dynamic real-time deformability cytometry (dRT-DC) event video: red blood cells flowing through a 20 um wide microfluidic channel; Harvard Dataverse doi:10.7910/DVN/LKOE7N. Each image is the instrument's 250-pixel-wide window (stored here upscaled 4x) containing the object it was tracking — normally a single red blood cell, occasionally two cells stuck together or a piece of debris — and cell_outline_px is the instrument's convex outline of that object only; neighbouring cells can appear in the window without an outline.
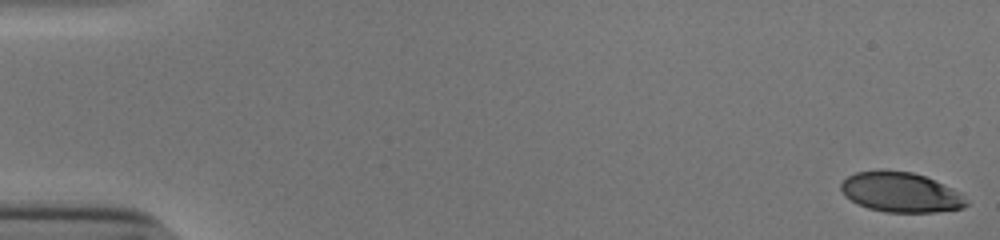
{"species": "human", "species_latin": "Homo sapiens", "temperature_condition": "cold", "stored_images_in_passage": 54, "camera_frame_rate_fps": 3000, "um_per_image_px": 0.085, "donor": {"sex": "male"}, "frame": {"image": 1, "passage_image": 1, "time_ms": 0.0, "image_size_px": [1000, 240], "cell_outline_px": [[968, 204], [964, 208], [936, 212], [884, 212], [868, 208], [844, 196], [840, 188], [840, 184], [848, 176], [856, 172], [912, 172], [924, 176], [960, 192]], "centroid_in_image_um": [76.57, 16.37], "position_along_channel_um": 8.4, "area_um2": 28.5}}
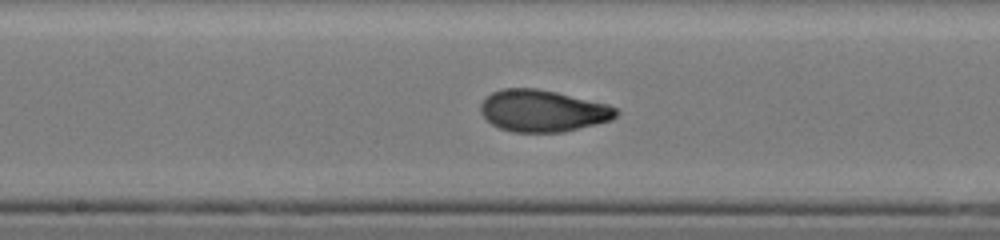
{"frame": {"image": 2, "passage_image": 29, "time_ms": 9.333, "image_size_px": [1000, 240], "cell_outline_px": [[620, 112], [612, 120], [564, 132], [512, 132], [500, 128], [492, 124], [480, 112], [480, 104], [492, 92], [504, 88], [536, 88], [556, 92], [608, 104], [616, 108]], "centroid_in_image_um": [46.15, 9.42], "position_along_channel_um": 202.1, "area_um2": 33.0}}
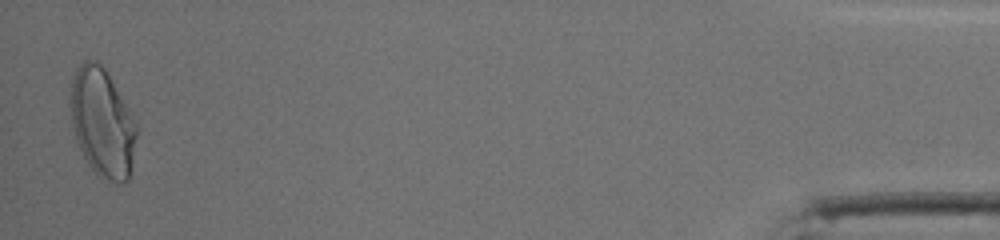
{"frame": {"image": 3, "passage_image": 53, "time_ms": 17.333, "image_size_px": [1000, 240], "cell_outline_px": [[136, 136], [132, 168], [128, 180], [124, 184], [120, 184], [104, 180], [96, 176], [88, 164], [76, 140], [72, 128], [68, 100], [68, 96], [72, 76], [76, 68], [84, 60], [96, 60], [104, 68], [132, 116], [136, 124]], "centroid_in_image_um": [8.65, 10.46], "position_along_channel_um": 426.6, "area_um2": 42.25}, "authors_computed_cell_mechanics": {"area_um2": 32.4258, "velocity_mm_per_s": 3.8517, "shape_relaxation_time_tau1_ms": 4.2629, "shape_relaxation_time_tau2_ms": 0.8516, "deformation_change_tau1": 0.1724, "deformation_change_tau2": 0.054}}